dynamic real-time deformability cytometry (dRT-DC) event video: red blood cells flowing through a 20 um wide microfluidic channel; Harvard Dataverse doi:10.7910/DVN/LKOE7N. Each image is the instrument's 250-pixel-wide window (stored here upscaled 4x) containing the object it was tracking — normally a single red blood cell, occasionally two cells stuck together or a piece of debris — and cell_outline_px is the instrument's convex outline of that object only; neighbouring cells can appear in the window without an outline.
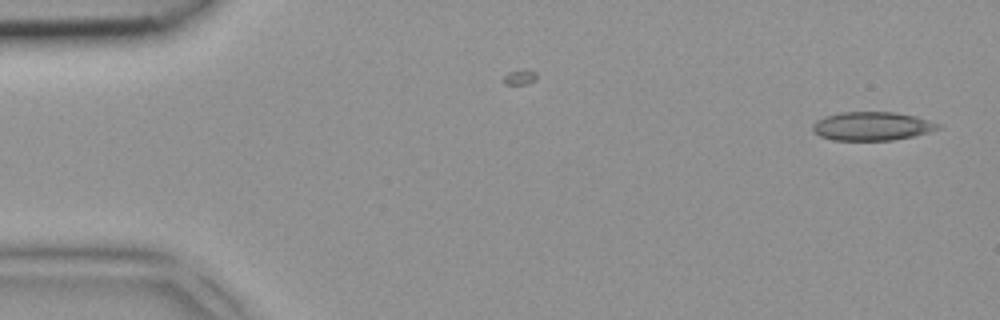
{"species": "common noctule bat (a hibernating species)", "species_latin": "Nyctalus noctula", "temperature_condition": "room temperature", "stored_images_in_passage": 4, "camera_frame_rate_fps": 3000, "um_per_image_px": 0.085, "animal": {"sex": "female", "body_mass_g": 18.4}, "frame": {"image": 1, "passage_image": 1, "time_ms": 0.0, "image_size_px": [1000, 320], "cell_outline_px": [[940, 128], [928, 132], [912, 136], [892, 140], [832, 140], [820, 136], [812, 132], [812, 124], [816, 120], [824, 116], [840, 112], [896, 112], [916, 116], [940, 124]], "centroid_in_image_um": [74.07, 10.72], "position_along_channel_um": 10.9, "area_um2": 20.98}}
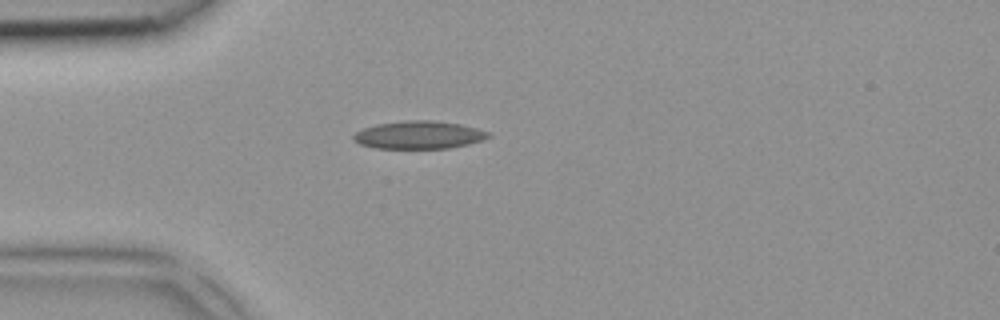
{"frame": {"image": 2, "passage_image": 4, "time_ms": 1.0, "image_size_px": [1000, 320], "cell_outline_px": [[492, 136], [468, 144], [448, 148], [376, 148], [360, 144], [352, 140], [352, 136], [356, 132], [364, 128], [376, 124], [404, 120], [432, 120], [460, 124], [492, 132]], "centroid_in_image_um": [35.6, 11.46], "position_along_channel_um": 49.4, "area_um2": 21.91}}